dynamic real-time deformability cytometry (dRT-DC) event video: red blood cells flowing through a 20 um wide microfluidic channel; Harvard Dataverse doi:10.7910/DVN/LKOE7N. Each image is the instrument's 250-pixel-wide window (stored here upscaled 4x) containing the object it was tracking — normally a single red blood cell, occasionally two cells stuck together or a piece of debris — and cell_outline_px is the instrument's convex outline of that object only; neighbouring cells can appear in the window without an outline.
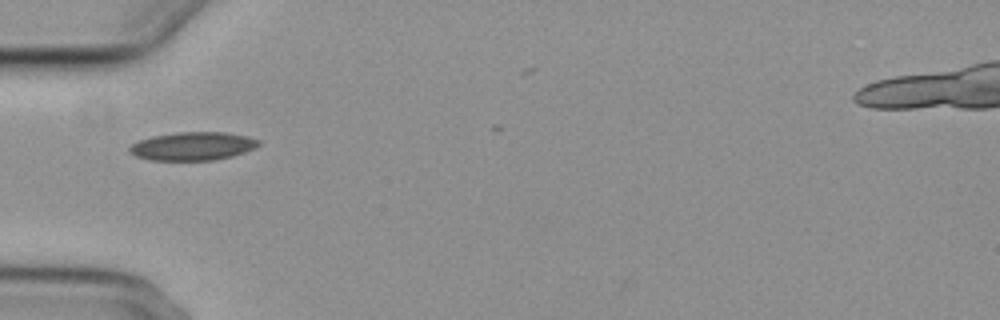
{"species": "common noctule bat (a hibernating species)", "species_latin": "Nyctalus noctula", "temperature_condition": "cold", "stored_images_in_passage": 3, "camera_frame_rate_fps": 3000, "um_per_image_px": 0.085, "animal": {"sex": "female", "body_mass_g": 29.2, "forearm_length_mm": 56.3}, "frame": {"image": 1, "passage_image": 1, "time_ms": 0.0, "image_size_px": [1000, 320], "cell_outline_px": [[260, 144], [256, 148], [232, 156], [212, 160], [148, 160], [136, 156], [128, 152], [128, 148], [132, 144], [140, 140], [152, 136], [176, 132], [224, 132], [248, 136], [260, 140]], "centroid_in_image_um": [16.38, 12.42], "position_along_channel_um": 68.6, "area_um2": 21.39}}
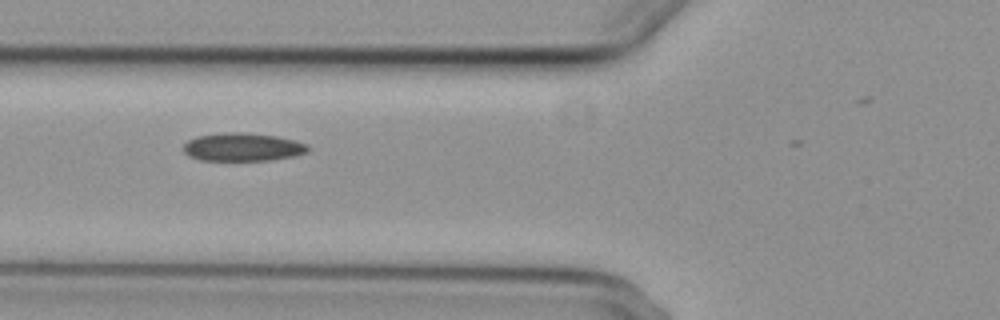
{"frame": {"image": 2, "passage_image": 2, "time_ms": 1.0, "image_size_px": [1000, 320], "cell_outline_px": [[312, 148], [308, 152], [296, 156], [272, 160], [200, 160], [188, 156], [184, 152], [184, 144], [188, 140], [196, 136], [224, 132], [240, 132], [276, 136], [296, 140], [308, 144]], "centroid_in_image_um": [20.67, 12.5], "position_along_channel_um": 105.1, "area_um2": 20.69}}
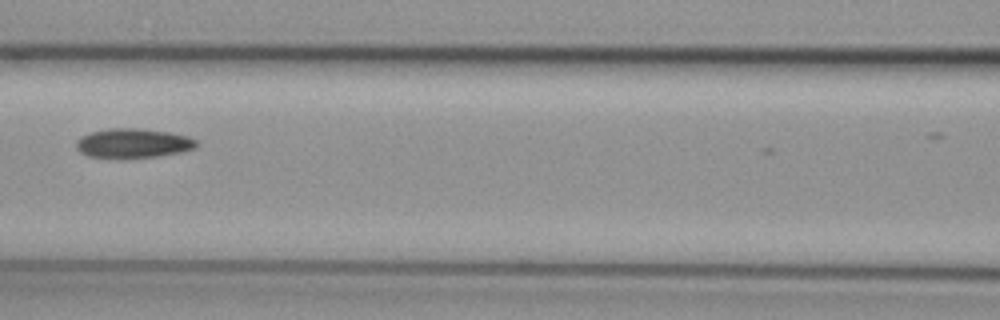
{"frame": {"image": 3, "passage_image": 3, "time_ms": 2.333, "image_size_px": [1000, 320], "cell_outline_px": [[196, 148], [180, 152], [156, 156], [120, 160], [88, 156], [80, 152], [76, 148], [76, 140], [80, 136], [92, 132], [108, 128], [140, 128], [168, 132], [188, 136], [196, 140]], "centroid_in_image_um": [11.26, 12.19], "position_along_channel_um": 155.3, "area_um2": 21.04}}